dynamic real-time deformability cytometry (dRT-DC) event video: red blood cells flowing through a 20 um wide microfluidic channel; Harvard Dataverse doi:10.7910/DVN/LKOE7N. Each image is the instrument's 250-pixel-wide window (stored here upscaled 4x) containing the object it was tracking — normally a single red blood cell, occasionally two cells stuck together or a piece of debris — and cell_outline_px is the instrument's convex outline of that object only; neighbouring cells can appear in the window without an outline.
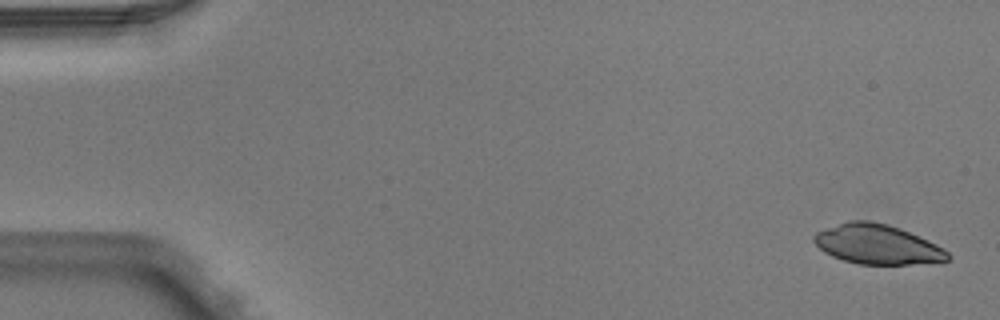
{"species": "Egyptian fruit bat (a non-hibernating species)", "species_latin": "Rousettus aegyptiacus", "temperature_condition": "warm", "stored_images_in_passage": 5, "camera_frame_rate_fps": 3000, "um_per_image_px": 0.085, "animal": {"sex": "male"}, "frame": {"image": 1, "passage_image": 1, "time_ms": 0.0, "image_size_px": [1000, 320], "cell_outline_px": [[952, 256], [948, 260], [908, 264], [860, 264], [844, 260], [832, 256], [824, 252], [812, 240], [812, 236], [816, 232], [848, 220], [868, 220], [888, 224], [900, 228], [928, 240], [944, 248]], "centroid_in_image_um": [74.55, 20.76], "position_along_channel_um": 10.4, "area_um2": 30.81}}